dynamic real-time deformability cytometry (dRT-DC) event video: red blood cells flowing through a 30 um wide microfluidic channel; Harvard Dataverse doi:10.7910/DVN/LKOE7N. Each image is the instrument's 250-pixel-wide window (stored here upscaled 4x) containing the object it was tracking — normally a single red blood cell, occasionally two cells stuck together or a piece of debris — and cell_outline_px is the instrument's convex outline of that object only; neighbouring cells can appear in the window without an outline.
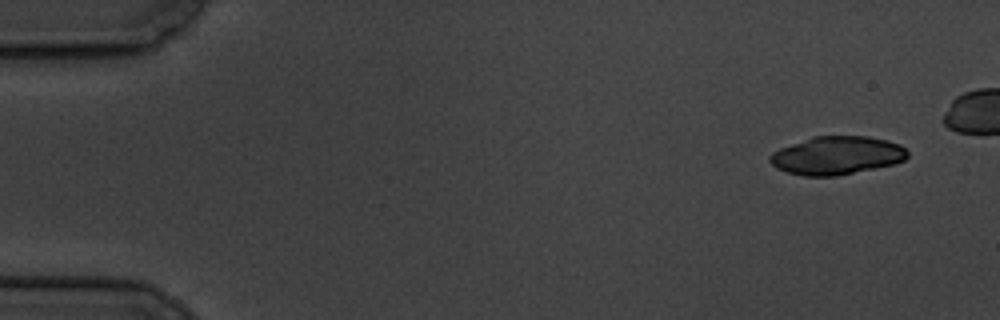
{"species": "common noctule bat (a hibernating species)", "species_latin": "Nyctalus noctula", "temperature_condition": "cold", "stored_images_in_passage": 5, "camera_frame_rate_fps": 3000, "um_per_image_px": 0.085, "animal": {"sex": "male", "body_mass_g": 19.5, "forearm_length_mm": 54.6}, "frame": {"image": 1, "passage_image": 5, "time_ms": 5.667, "image_size_px": [1000, 320], "cell_outline_px": [[908, 156], [904, 160], [896, 164], [836, 176], [804, 176], [788, 172], [776, 168], [768, 160], [768, 156], [772, 152], [780, 148], [812, 136], [868, 136], [888, 140], [900, 144], [908, 152]], "centroid_in_image_um": [71.13, 13.21], "position_along_channel_um": 13.9, "area_um2": 30.87}}